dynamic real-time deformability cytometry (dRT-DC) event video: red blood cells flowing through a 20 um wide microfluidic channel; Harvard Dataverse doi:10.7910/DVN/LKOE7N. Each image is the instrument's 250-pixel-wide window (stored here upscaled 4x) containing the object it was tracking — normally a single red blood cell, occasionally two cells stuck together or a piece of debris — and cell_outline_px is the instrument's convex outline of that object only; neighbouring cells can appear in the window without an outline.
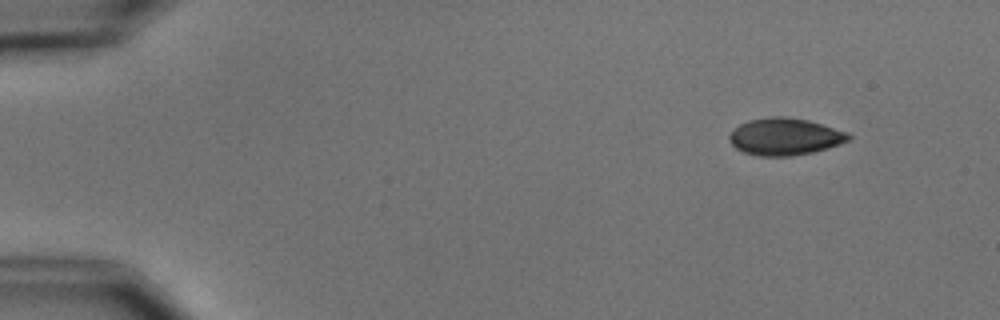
{"species": "common noctule bat (a hibernating species)", "species_latin": "Nyctalus noctula", "temperature_condition": "cold", "stored_images_in_passage": 4, "camera_frame_rate_fps": 3000, "um_per_image_px": 0.085, "animal": {"sex": "male", "body_mass_g": 15.6}, "frame": {"image": 1, "passage_image": 1, "time_ms": 0.0, "image_size_px": [1000, 320], "cell_outline_px": [[852, 136], [848, 140], [840, 144], [828, 148], [812, 152], [792, 156], [756, 156], [744, 152], [736, 148], [728, 140], [728, 136], [740, 124], [748, 120], [772, 116], [784, 116], [808, 120], [848, 132]], "centroid_in_image_um": [66.71, 11.61], "position_along_channel_um": 18.3, "area_um2": 25.78}}
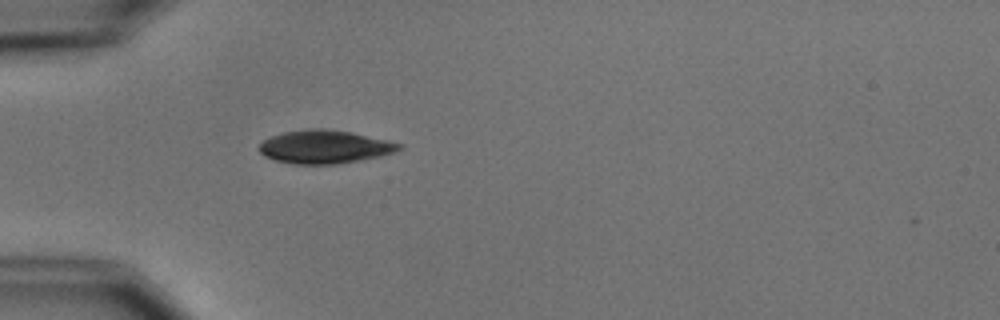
{"frame": {"image": 2, "passage_image": 4, "time_ms": 3.667, "image_size_px": [1000, 320], "cell_outline_px": [[404, 148], [380, 156], [360, 160], [336, 164], [292, 164], [276, 160], [264, 156], [260, 152], [260, 144], [264, 140], [272, 136], [284, 132], [308, 128], [324, 128], [352, 132], [388, 140], [404, 144]], "centroid_in_image_um": [27.63, 12.47], "position_along_channel_um": 57.4, "area_um2": 27.17}}